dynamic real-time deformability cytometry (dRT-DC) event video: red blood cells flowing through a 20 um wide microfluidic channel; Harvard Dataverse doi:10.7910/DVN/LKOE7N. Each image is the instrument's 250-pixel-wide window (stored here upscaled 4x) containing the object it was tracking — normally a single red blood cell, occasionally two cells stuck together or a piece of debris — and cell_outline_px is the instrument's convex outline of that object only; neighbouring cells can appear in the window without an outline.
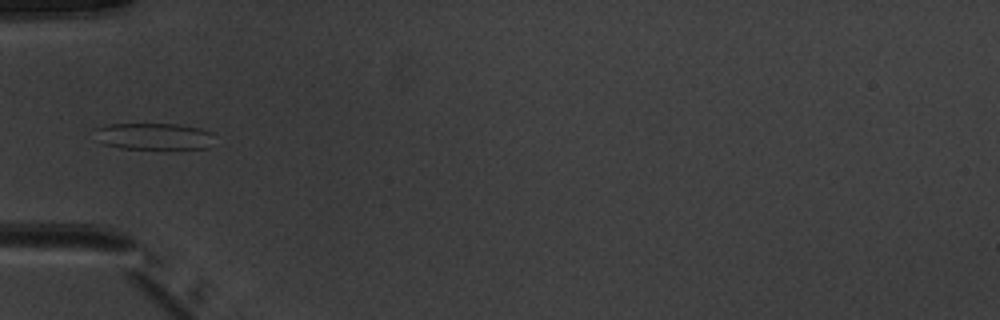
{"species": "common noctule bat (a hibernating species)", "species_latin": "Nyctalus noctula", "temperature_condition": "warm", "stored_images_in_passage": 5, "camera_frame_rate_fps": 3000, "um_per_image_px": 0.085, "animal": {"sex": "male", "body_mass_g": 20.1, "forearm_length_mm": 53.5}, "frame": {"image": 1, "passage_image": 4, "time_ms": 3.667, "image_size_px": [1000, 320], "cell_outline_px": [[212, 132], [208, 148], [120, 148], [104, 144], [92, 128], [108, 124], [176, 124], [200, 128]], "centroid_in_image_um": [13.03, 11.57], "position_along_channel_um": 72.0, "area_um2": 18.21}}
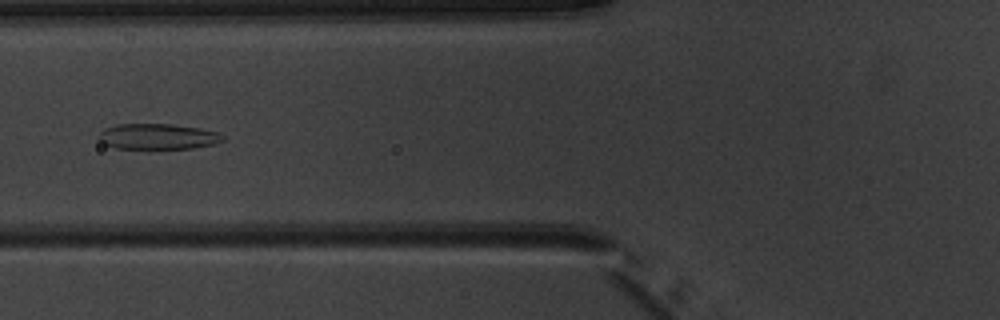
{"frame": {"image": 2, "passage_image": 5, "time_ms": 4.667, "image_size_px": [1000, 320], "cell_outline_px": [[224, 140], [216, 144], [192, 148], [148, 152], [116, 148], [104, 144], [96, 136], [104, 128], [116, 124], [172, 124], [200, 128], [220, 132], [224, 136]], "centroid_in_image_um": [13.4, 11.65], "position_along_channel_um": 112.4, "area_um2": 19.77}}